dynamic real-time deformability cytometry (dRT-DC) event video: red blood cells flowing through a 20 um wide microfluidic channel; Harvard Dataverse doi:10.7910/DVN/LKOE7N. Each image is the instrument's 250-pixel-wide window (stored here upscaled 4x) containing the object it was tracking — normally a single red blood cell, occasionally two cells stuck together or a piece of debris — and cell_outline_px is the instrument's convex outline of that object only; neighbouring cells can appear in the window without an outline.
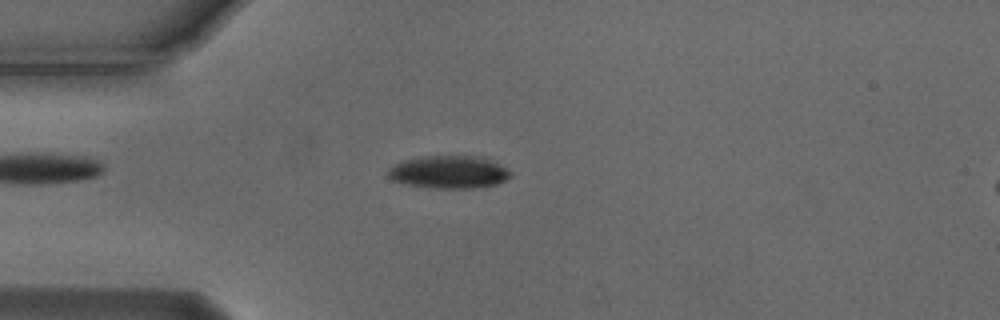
{"species": "Egyptian fruit bat (a non-hibernating species)", "species_latin": "Rousettus aegyptiacus", "temperature_condition": "cold", "stored_images_in_passage": 42, "camera_frame_rate_fps": 3000, "um_per_image_px": 0.085, "animal": {"sex": "male"}, "frame": {"image": 1, "passage_image": 2, "time_ms": 0.333, "image_size_px": [1000, 320], "cell_outline_px": [[512, 176], [496, 184], [472, 188], [432, 188], [408, 184], [392, 180], [388, 176], [388, 168], [404, 160], [424, 156], [472, 156], [488, 160], [512, 172]], "centroid_in_image_um": [38.12, 14.63], "position_along_channel_um": 46.9, "area_um2": 22.89}}
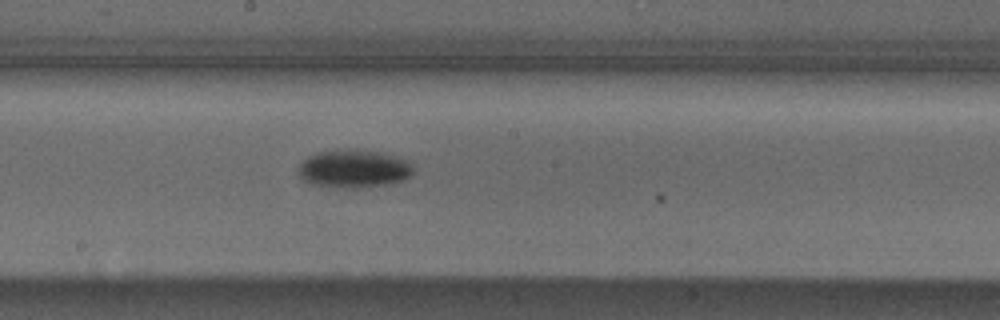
{"frame": {"image": 2, "passage_image": 17, "time_ms": 5.333, "image_size_px": [1000, 320], "cell_outline_px": [[412, 172], [404, 180], [388, 184], [356, 188], [344, 188], [308, 184], [296, 172], [296, 168], [308, 156], [316, 152], [356, 148], [380, 152], [396, 156], [412, 164]], "centroid_in_image_um": [30.02, 14.34], "position_along_channel_um": 218.2, "area_um2": 25.72}}
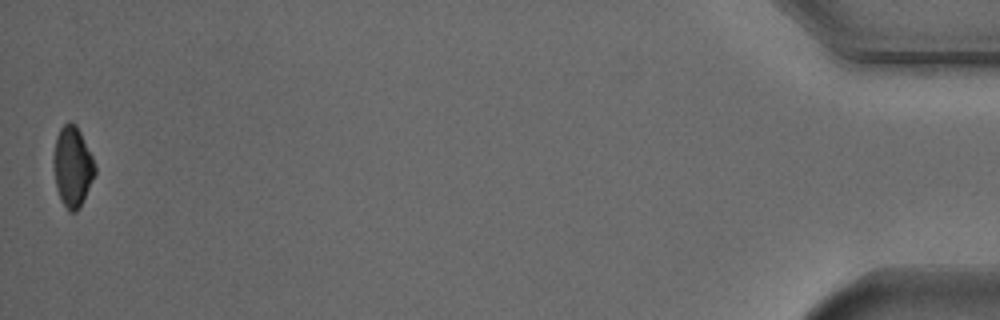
{"frame": {"image": 3, "passage_image": 42, "time_ms": 13.667, "image_size_px": [1000, 320], "cell_outline_px": [[96, 172], [80, 208], [76, 212], [68, 212], [60, 200], [56, 184], [52, 164], [52, 160], [56, 136], [60, 128], [68, 120], [76, 124], [92, 156], [96, 168]], "centroid_in_image_um": [6.14, 14.17], "position_along_channel_um": 429.1, "area_um2": 19.59}, "authors_computed_cell_mechanics": {"area_um2": 22.9177, "velocity_mm_per_s": 3.7323, "shape_relaxation_time_tau1_ms": 2.0149, "shape_relaxation_time_tau2_ms": null, "deformation_change_tau1": 0.0816, "deformation_change_tau2": null}}